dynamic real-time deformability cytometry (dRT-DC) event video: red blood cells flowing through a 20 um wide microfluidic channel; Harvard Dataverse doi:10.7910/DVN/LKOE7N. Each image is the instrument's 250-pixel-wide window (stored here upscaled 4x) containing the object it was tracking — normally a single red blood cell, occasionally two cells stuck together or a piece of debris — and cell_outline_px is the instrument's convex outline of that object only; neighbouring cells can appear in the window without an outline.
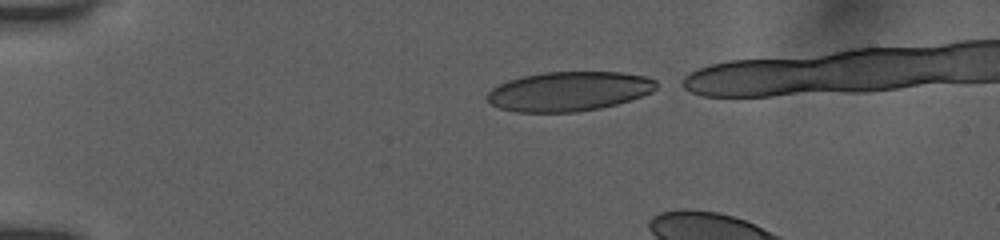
{"species": "human", "species_latin": "Homo sapiens", "temperature_condition": "room temperature", "stored_images_in_passage": 7, "camera_frame_rate_fps": 3000, "um_per_image_px": 0.085, "donor": {"sex": "female"}, "frame": {"image": 1, "passage_image": 1, "time_ms": 0.0, "image_size_px": [1000, 240], "cell_outline_px": [[656, 88], [652, 92], [616, 104], [600, 108], [576, 112], [516, 112], [500, 108], [492, 104], [484, 96], [492, 88], [508, 80], [524, 76], [544, 72], [620, 72], [644, 76], [656, 80]], "centroid_in_image_um": [48.33, 7.76], "position_along_channel_um": 36.7, "area_um2": 38.73}}